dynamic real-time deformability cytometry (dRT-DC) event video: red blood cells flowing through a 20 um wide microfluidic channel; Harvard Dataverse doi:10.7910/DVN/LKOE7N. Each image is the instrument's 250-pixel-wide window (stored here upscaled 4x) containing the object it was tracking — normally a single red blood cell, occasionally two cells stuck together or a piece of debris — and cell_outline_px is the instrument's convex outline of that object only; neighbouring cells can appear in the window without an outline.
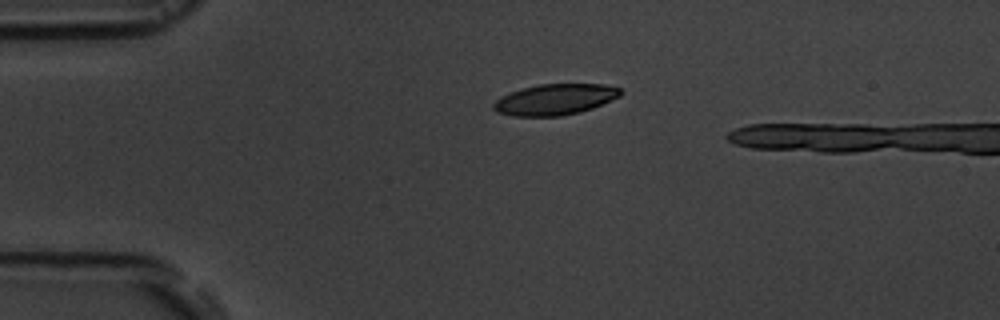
{"species": "common noctule bat (a hibernating species)", "species_latin": "Nyctalus noctula", "temperature_condition": "room temperature", "stored_images_in_passage": 2, "camera_frame_rate_fps": 3000, "um_per_image_px": 0.085, "animal": {"sex": "male", "body_mass_g": 19.5, "forearm_length_mm": 54.6}, "frame": {"image": 1, "passage_image": 1, "time_ms": 0.0, "image_size_px": [1000, 320], "cell_outline_px": [[624, 92], [620, 96], [592, 108], [580, 112], [560, 116], [512, 116], [496, 112], [492, 108], [492, 104], [500, 96], [524, 88], [540, 84], [604, 84], [620, 88]], "centroid_in_image_um": [47.17, 8.46], "position_along_channel_um": 37.8, "area_um2": 22.89}}